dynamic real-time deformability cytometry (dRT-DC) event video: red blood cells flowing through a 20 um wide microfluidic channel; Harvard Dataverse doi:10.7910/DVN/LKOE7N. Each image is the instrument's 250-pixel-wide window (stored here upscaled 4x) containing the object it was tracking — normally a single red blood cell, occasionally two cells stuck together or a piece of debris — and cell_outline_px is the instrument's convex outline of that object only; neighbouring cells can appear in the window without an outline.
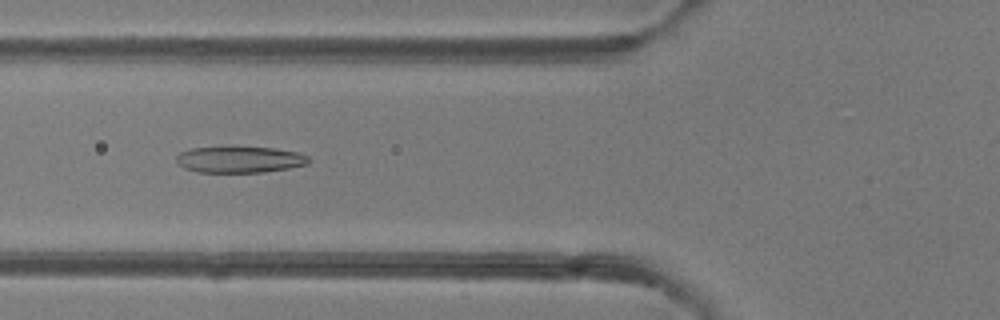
{"species": "common noctule bat (a hibernating species)", "species_latin": "Nyctalus noctula", "temperature_condition": "room temperature", "stored_images_in_passage": 49, "camera_frame_rate_fps": 3000, "um_per_image_px": 0.085, "animal": {"sex": "female"}, "frame": {"image": 1, "passage_image": 19, "time_ms": 6.0, "image_size_px": [1000, 320], "cell_outline_px": [[308, 164], [288, 168], [264, 172], [196, 172], [184, 168], [176, 160], [176, 156], [180, 152], [192, 148], [228, 144], [272, 148], [296, 152], [308, 156]], "centroid_in_image_um": [20.31, 13.52], "position_along_channel_um": 105.5, "area_um2": 20.98}}
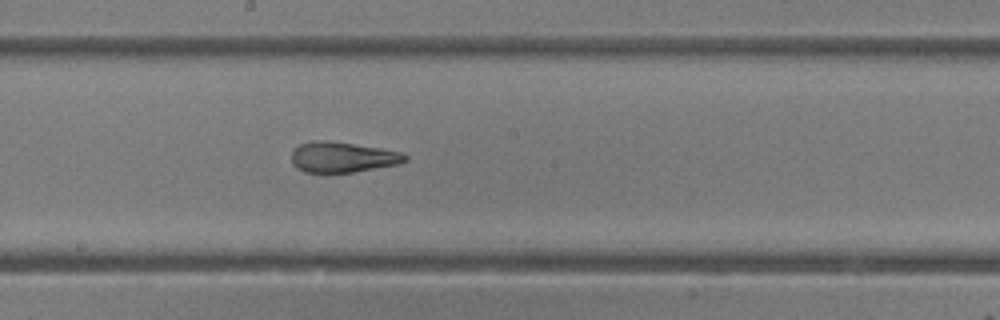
{"frame": {"image": 2, "passage_image": 27, "time_ms": 8.667, "image_size_px": [1000, 320], "cell_outline_px": [[408, 160], [400, 164], [352, 172], [304, 172], [296, 168], [292, 164], [292, 148], [300, 144], [312, 140], [324, 140], [380, 148], [404, 152], [408, 156]], "centroid_in_image_um": [29.12, 13.35], "position_along_channel_um": 219.1, "area_um2": 20.29}}
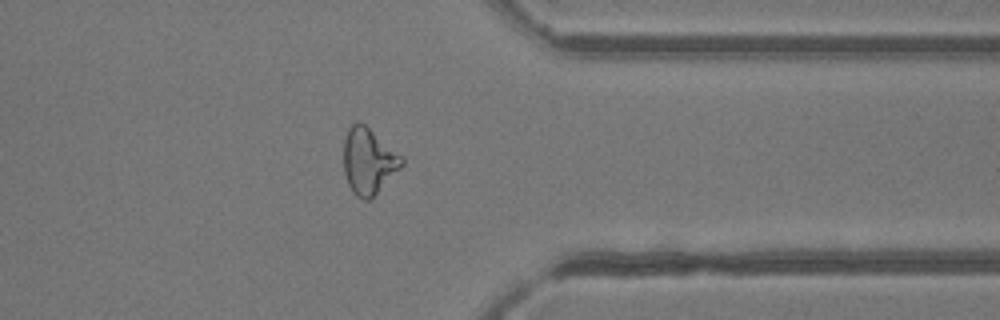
{"frame": {"image": 3, "passage_image": 39, "time_ms": 12.667, "image_size_px": [1000, 320], "cell_outline_px": [[404, 164], [372, 200], [364, 200], [356, 196], [352, 192], [348, 184], [344, 172], [344, 136], [348, 128], [356, 120], [364, 124], [400, 156], [404, 160]], "centroid_in_image_um": [31.3, 13.74], "position_along_channel_um": 380.1, "area_um2": 22.25}, "authors_computed_cell_mechanics": {"area_um2": 22.4264, "velocity_mm_per_s": 4.2456, "shape_relaxation_time_tau1_ms": 8.7448, "shape_relaxation_time_tau2_ms": 1.7683, "deformation_change_tau1": 0.2842, "deformation_change_tau2": 0.1137}}